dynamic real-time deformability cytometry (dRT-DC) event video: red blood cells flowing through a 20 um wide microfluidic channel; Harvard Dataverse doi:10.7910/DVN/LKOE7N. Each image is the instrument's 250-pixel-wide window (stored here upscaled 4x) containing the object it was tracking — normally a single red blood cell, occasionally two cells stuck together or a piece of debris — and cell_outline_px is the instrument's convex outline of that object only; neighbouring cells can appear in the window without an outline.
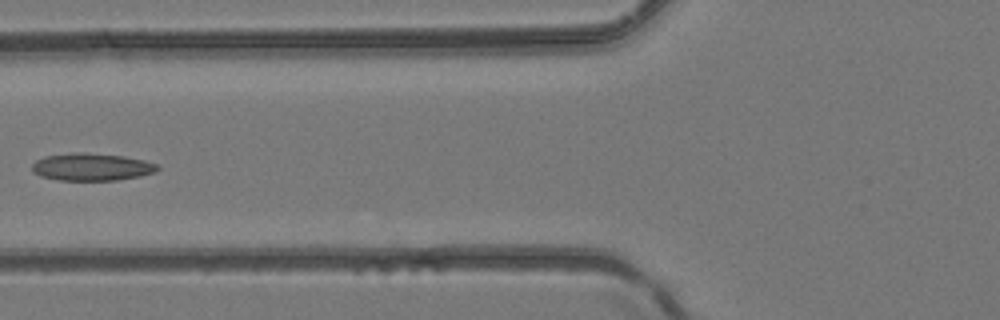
{"species": "common noctule bat (a hibernating species)", "species_latin": "Nyctalus noctula", "temperature_condition": "room temperature", "stored_images_in_passage": 5, "camera_frame_rate_fps": 3000, "um_per_image_px": 0.085, "animal": {"sex": "female", "body_mass_g": 24.6, "forearm_length_mm": 56.2}, "frame": {"image": 1, "passage_image": 5, "time_ms": 1.333, "image_size_px": [1000, 320], "cell_outline_px": [[160, 168], [156, 172], [140, 176], [116, 180], [60, 180], [40, 176], [32, 172], [32, 164], [36, 160], [44, 156], [72, 152], [84, 152], [124, 156], [144, 160], [156, 164]], "centroid_in_image_um": [7.77, 14.18], "position_along_channel_um": 118.0, "area_um2": 20.17}}